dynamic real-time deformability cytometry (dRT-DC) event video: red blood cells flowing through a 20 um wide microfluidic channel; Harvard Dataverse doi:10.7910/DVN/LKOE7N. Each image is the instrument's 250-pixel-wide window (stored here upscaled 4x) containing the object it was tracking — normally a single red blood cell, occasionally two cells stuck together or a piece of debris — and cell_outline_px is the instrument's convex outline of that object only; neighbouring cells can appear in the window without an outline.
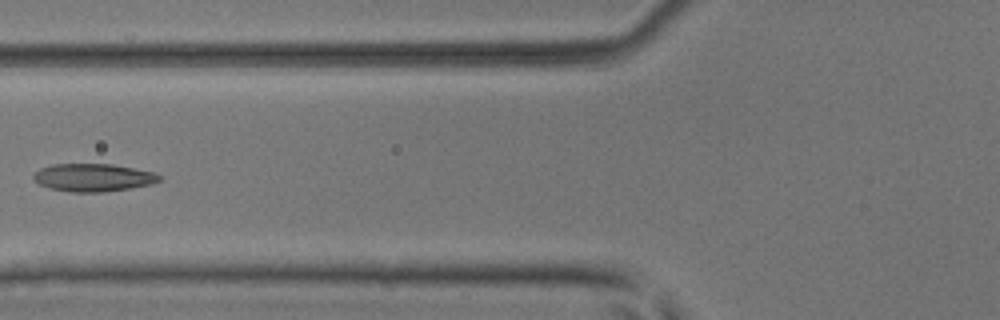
{"species": "common noctule bat (a hibernating species)", "species_latin": "Nyctalus noctula", "temperature_condition": "room temperature", "stored_images_in_passage": 8, "camera_frame_rate_fps": 3000, "um_per_image_px": 0.085, "animal": {"sex": "male", "body_mass_g": 17.9, "forearm_length_mm": 54.2}, "frame": {"image": 1, "passage_image": 6, "time_ms": 1.667, "image_size_px": [1000, 320], "cell_outline_px": [[160, 180], [152, 184], [104, 192], [72, 192], [48, 188], [32, 180], [32, 176], [40, 168], [52, 164], [112, 164], [152, 172], [160, 176]], "centroid_in_image_um": [7.86, 15.09], "position_along_channel_um": 117.9, "area_um2": 20.29}}
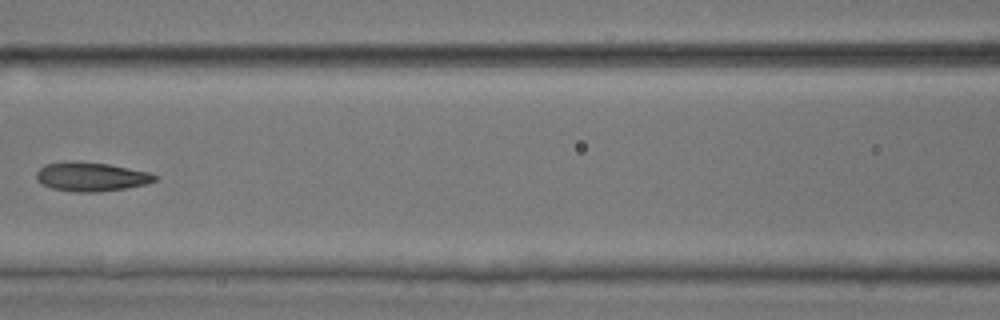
{"frame": {"image": 2, "passage_image": 7, "time_ms": 2.0, "image_size_px": [1000, 320], "cell_outline_px": [[156, 180], [144, 184], [124, 188], [100, 192], [72, 192], [52, 188], [36, 180], [36, 172], [44, 164], [108, 164], [148, 172], [156, 176]], "centroid_in_image_um": [7.75, 15.07], "position_along_channel_um": 158.9, "area_um2": 19.02}}
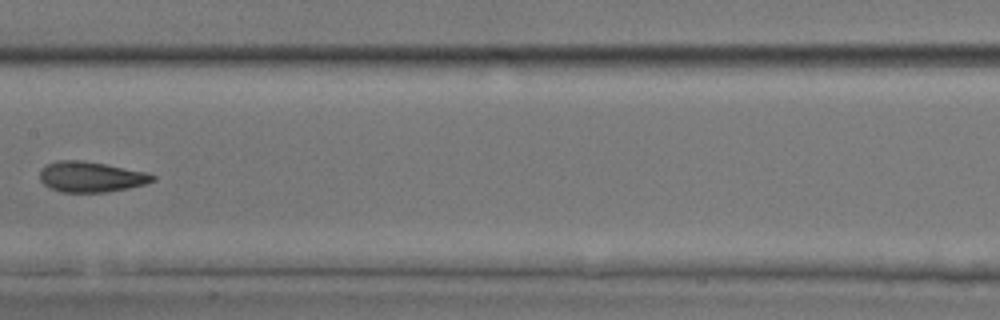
{"frame": {"image": 3, "passage_image": 8, "time_ms": 2.333, "image_size_px": [1000, 320], "cell_outline_px": [[156, 180], [144, 184], [128, 188], [104, 192], [64, 192], [52, 188], [44, 184], [40, 180], [40, 168], [56, 160], [84, 160], [148, 172], [156, 176]], "centroid_in_image_um": [7.74, 15.02], "position_along_channel_um": 199.7, "area_um2": 20.06}}